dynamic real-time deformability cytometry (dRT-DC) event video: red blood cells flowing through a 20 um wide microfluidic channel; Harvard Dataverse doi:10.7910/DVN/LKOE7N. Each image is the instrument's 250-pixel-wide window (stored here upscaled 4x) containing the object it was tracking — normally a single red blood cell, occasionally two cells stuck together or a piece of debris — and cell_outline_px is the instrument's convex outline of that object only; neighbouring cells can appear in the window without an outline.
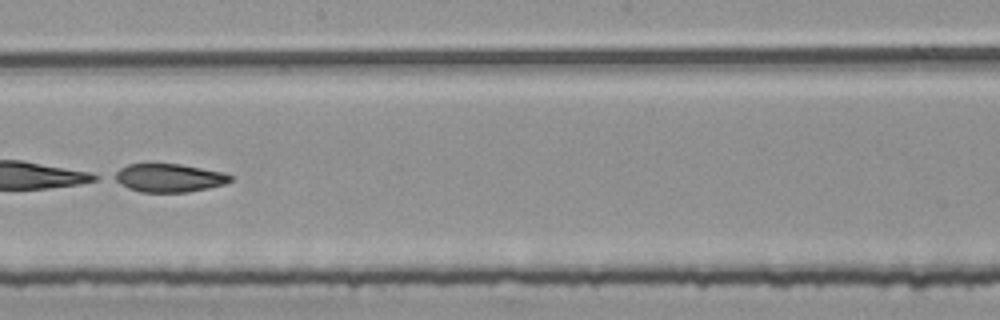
{"species": "common noctule bat (a hibernating species)", "species_latin": "Nyctalus noctula", "temperature_condition": "room temperature", "stored_images_in_passage": 53, "segment_of_instrument_passage": [2, 3], "camera_frame_rate_fps": 3000, "um_per_image_px": 0.085, "animal": {"sex": "female", "body_mass_g": 25.1}, "frame": {"image": 1, "passage_image": 30, "time_ms": 9.667, "image_size_px": [1000, 320], "cell_outline_px": [[232, 180], [224, 184], [208, 188], [188, 192], [140, 192], [128, 188], [112, 180], [108, 176], [120, 168], [128, 164], [180, 164], [224, 172], [232, 176]], "centroid_in_image_um": [14.29, 15.12], "position_along_channel_um": 233.9, "area_um2": 19.36}}